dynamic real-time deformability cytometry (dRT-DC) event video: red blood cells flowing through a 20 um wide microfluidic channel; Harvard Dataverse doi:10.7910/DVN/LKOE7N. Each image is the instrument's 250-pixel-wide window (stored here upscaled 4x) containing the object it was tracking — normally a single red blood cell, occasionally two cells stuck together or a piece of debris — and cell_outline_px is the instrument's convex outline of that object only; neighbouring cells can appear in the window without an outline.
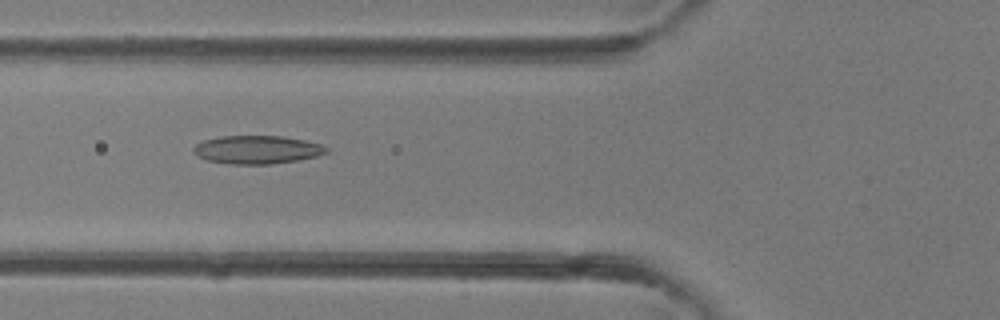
{"species": "common noctule bat (a hibernating species)", "species_latin": "Nyctalus noctula", "temperature_condition": "room temperature", "stored_images_in_passage": 36, "camera_frame_rate_fps": 3000, "um_per_image_px": 0.085, "animal": {"sex": "female"}, "frame": {"image": 1, "passage_image": 11, "time_ms": 3.333, "image_size_px": [1000, 320], "cell_outline_px": [[328, 152], [316, 156], [296, 160], [272, 164], [232, 164], [208, 160], [192, 152], [192, 148], [196, 144], [204, 140], [220, 136], [280, 136], [304, 140], [320, 144], [328, 148]], "centroid_in_image_um": [21.84, 12.72], "position_along_channel_um": 104.0, "area_um2": 21.68}}
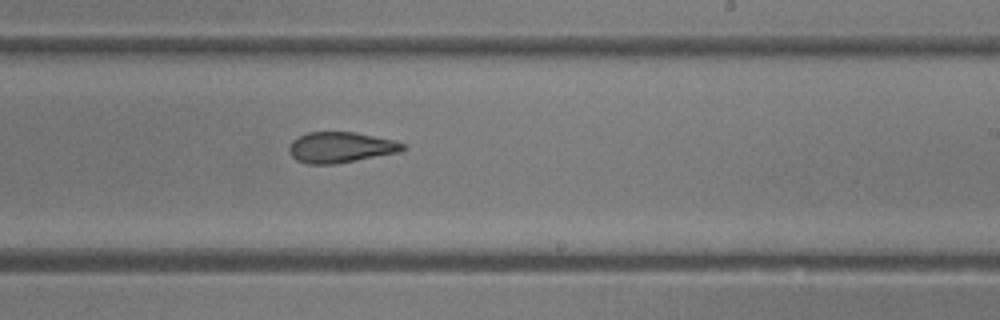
{"frame": {"image": 2, "passage_image": 20, "time_ms": 6.333, "image_size_px": [1000, 320], "cell_outline_px": [[408, 148], [400, 152], [332, 164], [308, 164], [296, 160], [288, 152], [288, 148], [292, 140], [308, 132], [356, 132], [392, 140], [404, 144]], "centroid_in_image_um": [28.93, 12.52], "position_along_channel_um": 260.1, "area_um2": 20.23}}
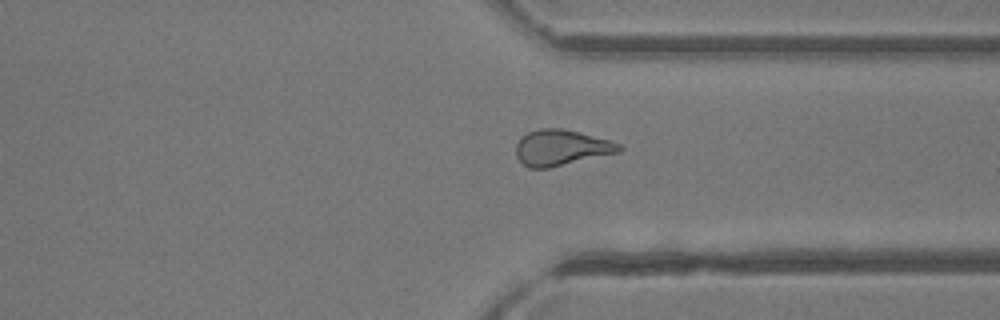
{"frame": {"image": 3, "passage_image": 26, "time_ms": 8.333, "image_size_px": [1000, 320], "cell_outline_px": [[624, 148], [620, 152], [548, 168], [528, 168], [516, 156], [516, 144], [528, 132], [540, 128], [560, 128], [580, 132], [608, 140], [620, 144]], "centroid_in_image_um": [47.71, 12.55], "position_along_channel_um": 363.7, "area_um2": 21.33}}